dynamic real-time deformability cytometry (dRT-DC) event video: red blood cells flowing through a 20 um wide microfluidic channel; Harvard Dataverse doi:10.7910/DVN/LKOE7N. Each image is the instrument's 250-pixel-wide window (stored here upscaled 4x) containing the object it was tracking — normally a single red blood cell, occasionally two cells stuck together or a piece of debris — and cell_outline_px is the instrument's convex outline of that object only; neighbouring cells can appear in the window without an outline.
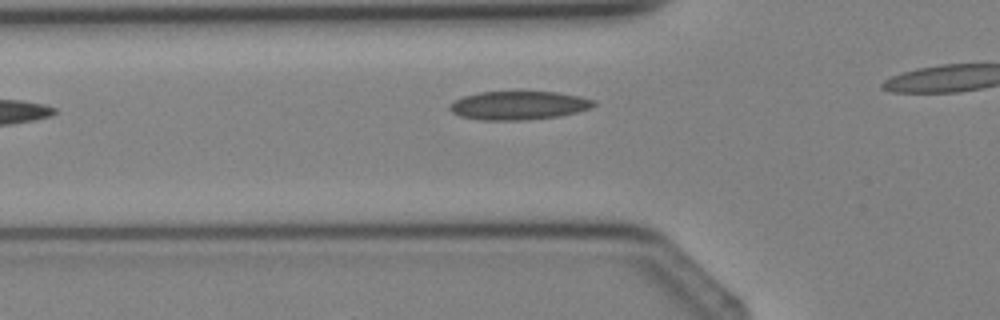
{"species": "Egyptian fruit bat (a non-hibernating species)", "species_latin": "Rousettus aegyptiacus", "temperature_condition": "cold", "stored_images_in_passage": 3, "camera_frame_rate_fps": 3000, "um_per_image_px": 0.085, "animal": {"sex": "female"}, "frame": {"image": 1, "passage_image": 2, "time_ms": 1.0, "image_size_px": [1000, 320], "cell_outline_px": [[596, 104], [588, 108], [576, 112], [560, 116], [524, 120], [480, 120], [460, 116], [452, 112], [448, 108], [448, 104], [464, 96], [480, 92], [512, 88], [520, 88], [556, 92], [580, 96], [596, 100]], "centroid_in_image_um": [44.06, 8.9], "position_along_channel_um": 81.7, "area_um2": 25.14}}